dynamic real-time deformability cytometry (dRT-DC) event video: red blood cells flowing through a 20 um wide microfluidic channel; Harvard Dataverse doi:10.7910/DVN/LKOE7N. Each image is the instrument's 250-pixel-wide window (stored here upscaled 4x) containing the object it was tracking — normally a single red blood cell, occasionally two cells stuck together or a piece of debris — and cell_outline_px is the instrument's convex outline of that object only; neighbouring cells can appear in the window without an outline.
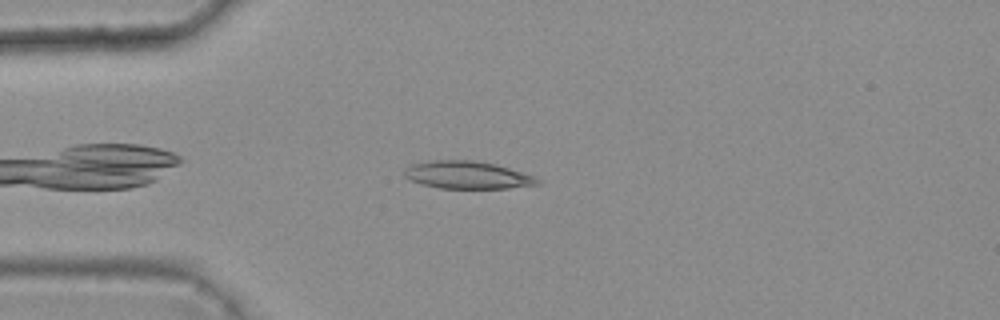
{"species": "common noctule bat (a hibernating species)", "species_latin": "Nyctalus noctula", "temperature_condition": "warm", "stored_images_in_passage": 35, "camera_frame_rate_fps": 3000, "um_per_image_px": 0.085, "animal": {"sex": "female", "body_mass_g": 25.1}, "frame": {"image": 1, "passage_image": 7, "time_ms": 2.0, "image_size_px": [1000, 320], "cell_outline_px": [[540, 184], [508, 188], [440, 188], [420, 184], [408, 180], [404, 176], [404, 168], [412, 164], [432, 160], [476, 160], [496, 164], [532, 176], [540, 180]], "centroid_in_image_um": [39.66, 14.87], "position_along_channel_um": 45.3, "area_um2": 21.39}}
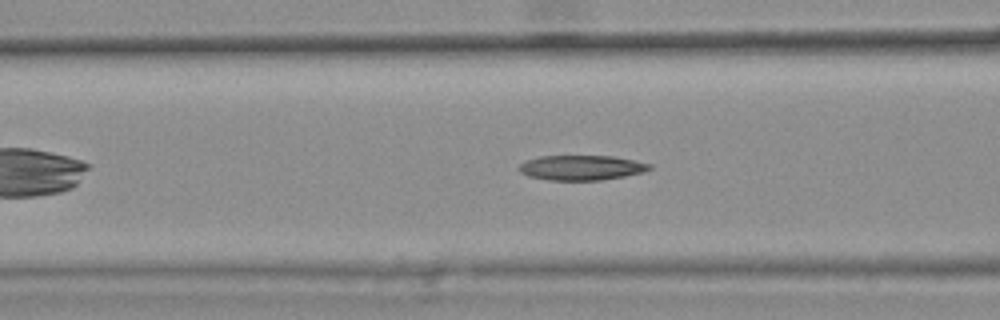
{"frame": {"image": 2, "passage_image": 14, "time_ms": 4.333, "image_size_px": [1000, 320], "cell_outline_px": [[652, 168], [640, 172], [624, 176], [600, 180], [548, 180], [528, 176], [520, 172], [516, 168], [524, 160], [540, 156], [612, 156], [652, 164]], "centroid_in_image_um": [49.35, 14.25], "position_along_channel_um": 117.3, "area_um2": 18.9}}
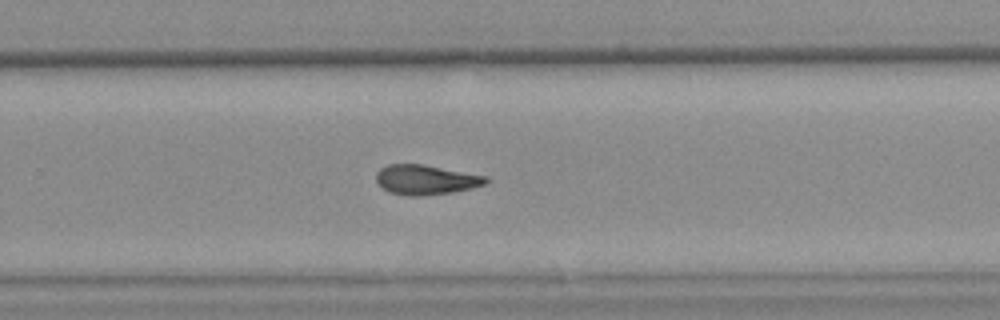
{"frame": {"image": 3, "passage_image": 28, "time_ms": 9.0, "image_size_px": [1000, 320], "cell_outline_px": [[488, 180], [484, 184], [472, 188], [452, 192], [420, 196], [408, 196], [388, 192], [376, 180], [376, 172], [380, 168], [388, 164], [420, 164], [488, 176]], "centroid_in_image_um": [36.17, 15.28], "position_along_channel_um": 293.6, "area_um2": 18.9}, "authors_computed_cell_mechanics": {"area_um2": 19.4786, "velocity_mm_per_s": 3.7845, "shape_relaxation_time_tau1_ms": null, "shape_relaxation_time_tau2_ms": 5.7583, "deformation_change_tau1": null, "deformation_change_tau2": 0.158}}